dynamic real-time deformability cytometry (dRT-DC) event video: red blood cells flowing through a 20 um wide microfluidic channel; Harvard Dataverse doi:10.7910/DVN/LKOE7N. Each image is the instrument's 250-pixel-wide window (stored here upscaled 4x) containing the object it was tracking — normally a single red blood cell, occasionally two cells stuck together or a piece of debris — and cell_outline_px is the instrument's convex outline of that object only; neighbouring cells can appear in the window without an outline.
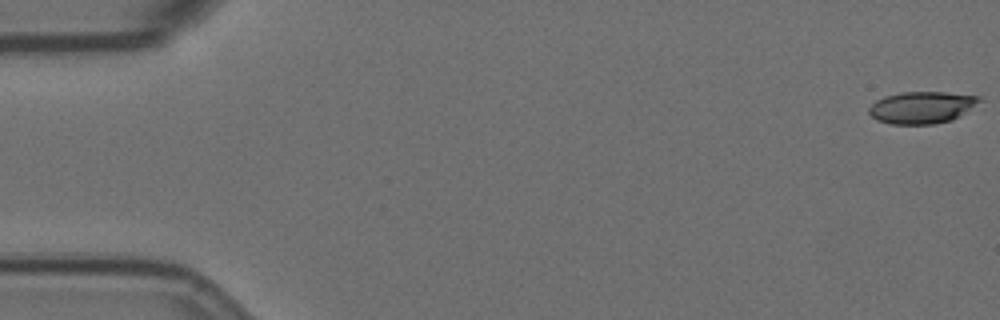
{"species": "Egyptian fruit bat (a non-hibernating species)", "species_latin": "Rousettus aegyptiacus", "temperature_condition": "room temperature", "stored_images_in_passage": 47, "camera_frame_rate_fps": 3000, "um_per_image_px": 0.085, "animal": {"sex": "female"}, "frame": {"image": 1, "passage_image": 1, "time_ms": 0.0, "image_size_px": [1000, 320], "cell_outline_px": [[984, 100], [960, 116], [952, 120], [932, 124], [892, 124], [876, 120], [868, 112], [868, 108], [876, 100], [884, 96], [900, 92], [944, 92], [980, 96]], "centroid_in_image_um": [78.37, 9.13], "position_along_channel_um": 6.6, "area_um2": 20.75}}
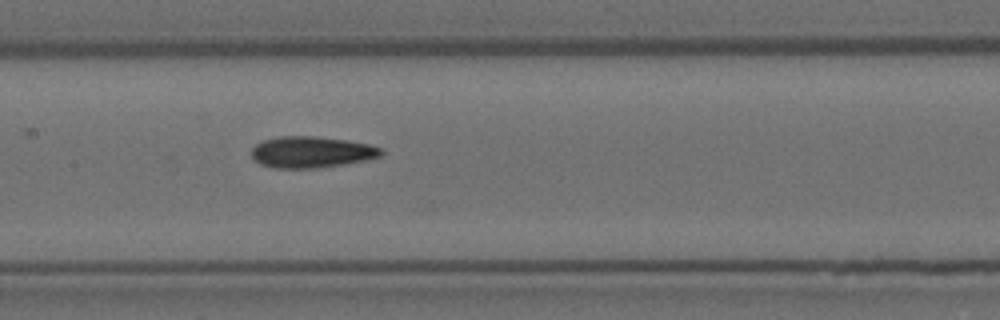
{"frame": {"image": 2, "passage_image": 28, "time_ms": 9.0, "image_size_px": [1000, 320], "cell_outline_px": [[384, 152], [380, 156], [364, 160], [344, 164], [316, 168], [276, 168], [260, 164], [252, 156], [252, 148], [256, 144], [264, 140], [280, 136], [316, 136], [348, 140], [368, 144], [384, 148]], "centroid_in_image_um": [26.49, 12.92], "position_along_channel_um": 180.9, "area_um2": 23.64}}
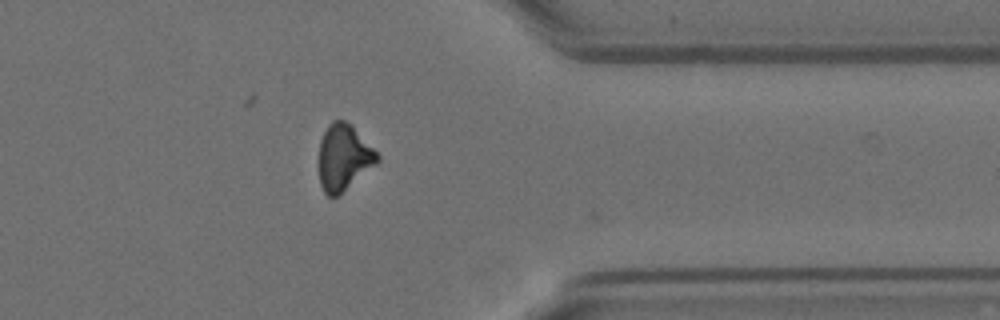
{"frame": {"image": 3, "passage_image": 46, "time_ms": 15.0, "image_size_px": [1000, 320], "cell_outline_px": [[380, 160], [376, 164], [336, 196], [328, 196], [324, 192], [320, 184], [320, 140], [328, 124], [332, 120], [344, 120], [380, 156]], "centroid_in_image_um": [29.19, 13.38], "position_along_channel_um": 382.2, "area_um2": 21.62}, "authors_computed_cell_mechanics": {"area_um2": 22.9466, "velocity_mm_per_s": 3.5521, "shape_relaxation_time_tau1_ms": 8.1372, "shape_relaxation_time_tau2_ms": 6.1959, "deformation_change_tau1": 0.1828, "deformation_change_tau2": 0.149}}